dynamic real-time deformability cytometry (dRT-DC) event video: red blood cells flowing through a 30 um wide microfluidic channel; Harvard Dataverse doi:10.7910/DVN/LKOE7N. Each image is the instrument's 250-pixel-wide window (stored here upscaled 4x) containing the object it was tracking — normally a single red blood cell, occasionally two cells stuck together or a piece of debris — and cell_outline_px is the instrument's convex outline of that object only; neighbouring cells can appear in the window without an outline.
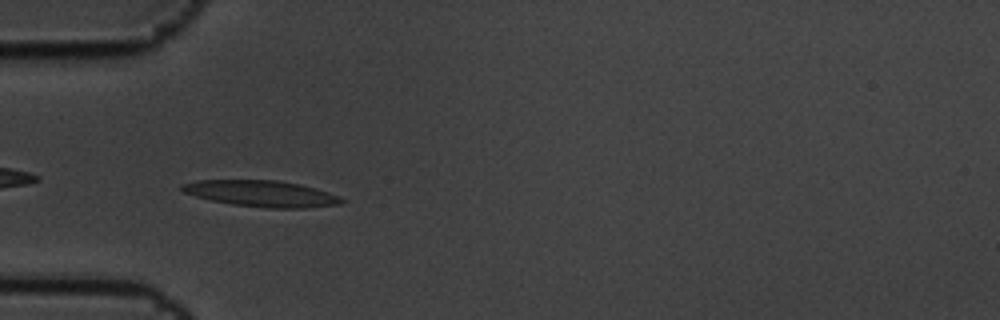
{"species": "common noctule bat (a hibernating species)", "species_latin": "Nyctalus noctula", "temperature_condition": "cold", "stored_images_in_passage": 5, "camera_frame_rate_fps": 3000, "um_per_image_px": 0.085, "animal": {"sex": "male", "body_mass_g": 19.5, "forearm_length_mm": 54.6}, "frame": {"image": 1, "passage_image": 3, "time_ms": 0.667, "image_size_px": [1000, 320], "cell_outline_px": [[344, 200], [340, 204], [304, 208], [268, 208], [232, 204], [212, 200], [196, 196], [184, 192], [180, 188], [180, 184], [196, 180], [276, 180], [300, 184], [316, 188], [340, 196]], "centroid_in_image_um": [22.22, 16.45], "position_along_channel_um": 62.8, "area_um2": 24.33}}
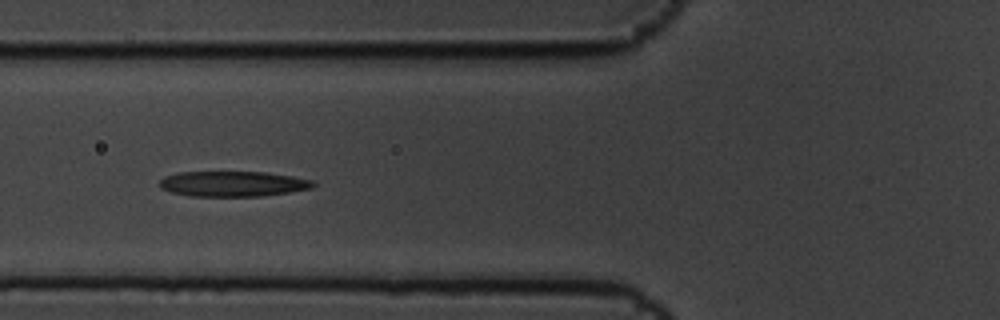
{"frame": {"image": 2, "passage_image": 4, "time_ms": 1.0, "image_size_px": [1000, 320], "cell_outline_px": [[316, 184], [312, 188], [288, 192], [260, 196], [192, 196], [172, 192], [160, 188], [160, 180], [164, 176], [180, 172], [264, 172], [292, 176], [316, 180]], "centroid_in_image_um": [19.82, 15.62], "position_along_channel_um": 106.0, "area_um2": 22.66}}
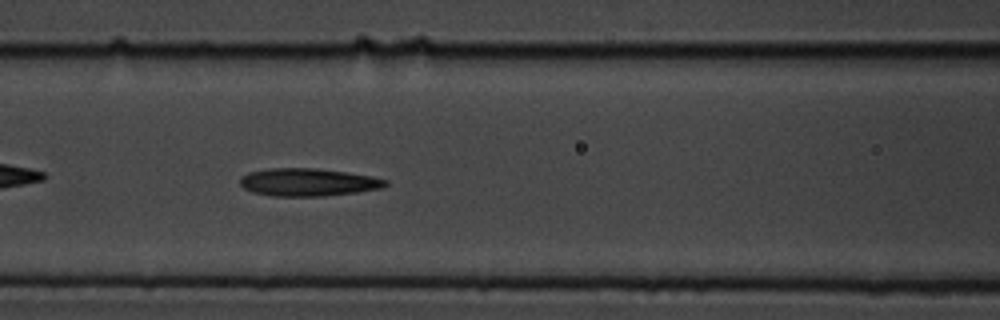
{"frame": {"image": 3, "passage_image": 5, "time_ms": 1.333, "image_size_px": [1000, 320], "cell_outline_px": [[388, 184], [384, 188], [356, 192], [324, 196], [272, 196], [252, 192], [244, 188], [240, 184], [240, 176], [248, 172], [272, 168], [316, 168], [372, 176], [388, 180]], "centroid_in_image_um": [26.18, 15.49], "position_along_channel_um": 140.4, "area_um2": 23.58}}